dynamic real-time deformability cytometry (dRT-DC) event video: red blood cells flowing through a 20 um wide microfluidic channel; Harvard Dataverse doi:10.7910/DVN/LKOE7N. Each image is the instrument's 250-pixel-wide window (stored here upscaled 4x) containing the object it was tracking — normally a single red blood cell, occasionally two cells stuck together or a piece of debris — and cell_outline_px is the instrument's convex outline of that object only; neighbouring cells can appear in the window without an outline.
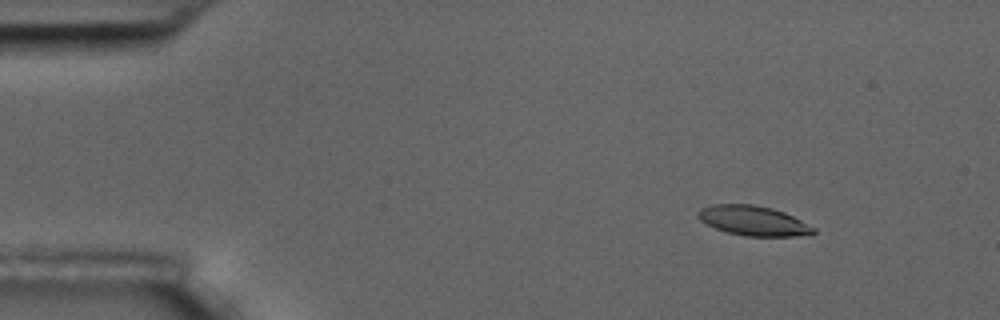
{"species": "common noctule bat (a hibernating species)", "species_latin": "Nyctalus noctula", "temperature_condition": "room temperature", "stored_images_in_passage": 10, "camera_frame_rate_fps": 3000, "um_per_image_px": 0.085, "animal": {"sex": "male", "body_mass_g": 17.5, "forearm_length_mm": 52.3}, "frame": {"image": 1, "passage_image": 2, "time_ms": 1.0, "image_size_px": [1000, 320], "cell_outline_px": [[816, 232], [796, 236], [744, 236], [728, 232], [716, 228], [700, 220], [700, 208], [712, 204], [752, 204], [772, 208], [784, 212], [816, 228]], "centroid_in_image_um": [64.05, 18.75], "position_along_channel_um": 21.0, "area_um2": 19.71}}
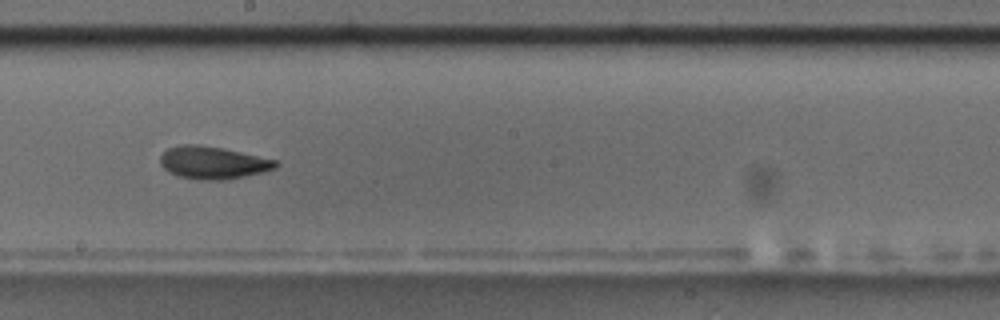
{"frame": {"image": 2, "passage_image": 9, "time_ms": 9.333, "image_size_px": [1000, 320], "cell_outline_px": [[280, 164], [276, 168], [264, 172], [224, 180], [200, 180], [176, 176], [168, 172], [160, 164], [160, 156], [168, 148], [180, 144], [200, 144], [240, 152], [276, 160]], "centroid_in_image_um": [18.07, 13.83], "position_along_channel_um": 230.1, "area_um2": 21.96}}
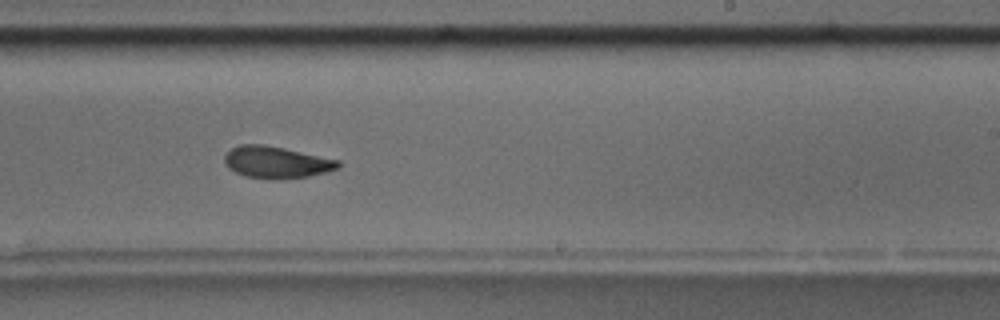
{"frame": {"image": 3, "passage_image": 10, "time_ms": 10.333, "image_size_px": [1000, 320], "cell_outline_px": [[340, 168], [308, 176], [248, 176], [236, 172], [228, 168], [224, 160], [224, 156], [232, 148], [240, 144], [264, 144], [284, 148], [340, 160]], "centroid_in_image_um": [23.5, 13.73], "position_along_channel_um": 265.5, "area_um2": 20.11}}